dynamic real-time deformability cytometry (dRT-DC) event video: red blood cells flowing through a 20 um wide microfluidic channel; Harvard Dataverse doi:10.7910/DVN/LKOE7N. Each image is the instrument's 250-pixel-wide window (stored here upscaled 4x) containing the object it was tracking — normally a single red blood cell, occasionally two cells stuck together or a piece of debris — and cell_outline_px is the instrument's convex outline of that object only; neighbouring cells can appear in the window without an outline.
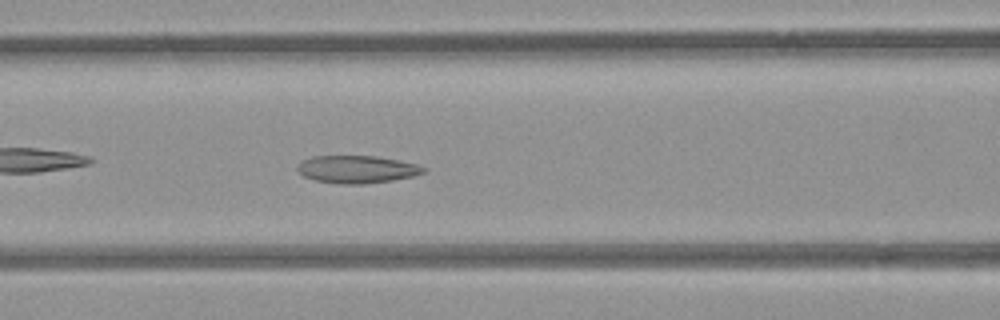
{"species": "common noctule bat (a hibernating species)", "species_latin": "Nyctalus noctula", "temperature_condition": "room temperature", "stored_images_in_passage": 40, "camera_frame_rate_fps": 3000, "um_per_image_px": 0.085, "animal": {"sex": "female", "body_mass_g": 21.9}, "frame": {"image": 1, "passage_image": 9, "time_ms": 2.667, "image_size_px": [1000, 320], "cell_outline_px": [[428, 168], [424, 172], [412, 176], [392, 180], [364, 184], [340, 184], [312, 180], [304, 176], [296, 168], [304, 160], [312, 156], [376, 156], [416, 164]], "centroid_in_image_um": [30.33, 14.4], "position_along_channel_um": 136.3, "area_um2": 20.11}}
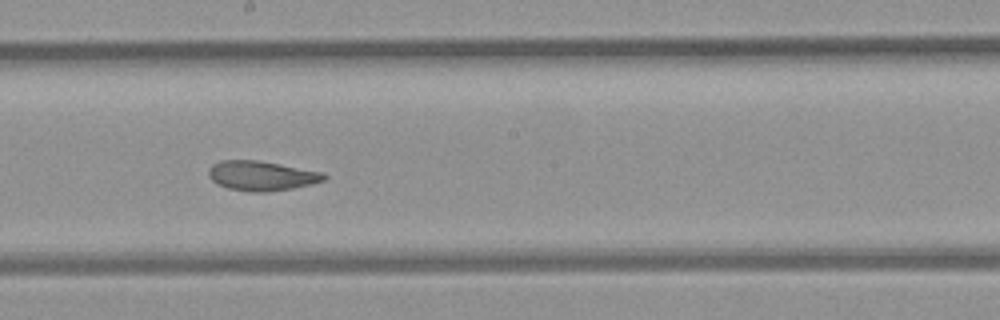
{"frame": {"image": 2, "passage_image": 16, "time_ms": 5.0, "image_size_px": [1000, 320], "cell_outline_px": [[328, 176], [324, 180], [312, 184], [292, 188], [268, 192], [252, 192], [228, 188], [216, 184], [208, 176], [208, 168], [212, 164], [220, 160], [256, 160], [324, 172]], "centroid_in_image_um": [22.21, 14.94], "position_along_channel_um": 226.0, "area_um2": 20.06}}
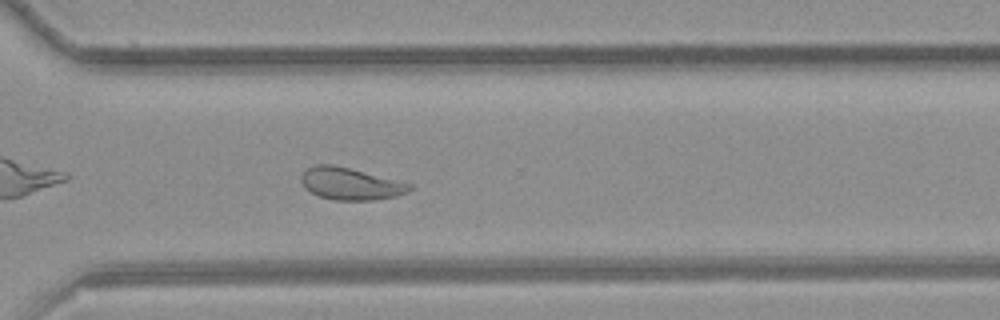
{"frame": {"image": 3, "passage_image": 25, "time_ms": 8.0, "image_size_px": [1000, 320], "cell_outline_px": [[412, 188], [408, 192], [396, 196], [372, 200], [332, 200], [320, 196], [304, 188], [300, 180], [300, 176], [308, 168], [316, 164], [332, 164], [412, 184]], "centroid_in_image_um": [29.76, 15.62], "position_along_channel_um": 340.8, "area_um2": 20.06}, "authors_computed_cell_mechanics": {"area_um2": 21.1837, "velocity_mm_per_s": 3.8442, "shape_relaxation_time_tau1_ms": null, "shape_relaxation_time_tau2_ms": 2.2062, "deformation_change_tau1": null, "deformation_change_tau2": 0.0812}}